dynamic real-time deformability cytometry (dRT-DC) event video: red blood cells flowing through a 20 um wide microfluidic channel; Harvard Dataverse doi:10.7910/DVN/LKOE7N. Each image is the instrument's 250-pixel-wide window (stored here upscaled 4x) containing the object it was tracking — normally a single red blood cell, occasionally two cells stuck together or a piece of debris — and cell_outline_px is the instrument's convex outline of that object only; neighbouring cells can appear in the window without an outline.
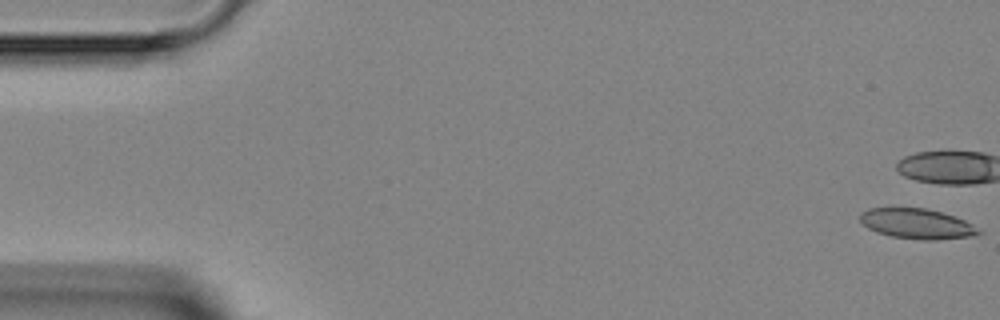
{"species": "Egyptian fruit bat (a non-hibernating species)", "species_latin": "Rousettus aegyptiacus", "temperature_condition": "room temperature", "stored_images_in_passage": 12, "camera_frame_rate_fps": 3000, "um_per_image_px": 0.085, "animal": {"sex": "female"}, "frame": {"image": 1, "passage_image": 1, "time_ms": 0.0, "image_size_px": [1000, 320], "cell_outline_px": [[984, 232], [976, 236], [940, 240], [924, 240], [892, 236], [876, 232], [868, 228], [860, 220], [860, 212], [868, 208], [924, 208], [956, 216], [972, 224]], "centroid_in_image_um": [77.98, 19.03], "position_along_channel_um": 7.0, "area_um2": 20.98}}